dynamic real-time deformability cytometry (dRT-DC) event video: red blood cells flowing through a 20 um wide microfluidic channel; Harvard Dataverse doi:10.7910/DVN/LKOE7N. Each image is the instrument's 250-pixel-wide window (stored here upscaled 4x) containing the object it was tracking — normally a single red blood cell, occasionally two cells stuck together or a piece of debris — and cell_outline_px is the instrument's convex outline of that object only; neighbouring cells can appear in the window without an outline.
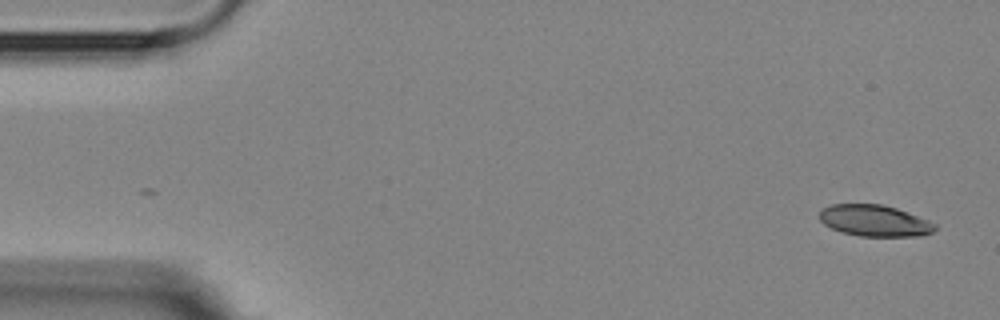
{"species": "Egyptian fruit bat (a non-hibernating species)", "species_latin": "Rousettus aegyptiacus", "temperature_condition": "room temperature", "stored_images_in_passage": 8, "camera_frame_rate_fps": 3000, "um_per_image_px": 0.085, "animal": {"sex": "female"}, "frame": {"image": 1, "passage_image": 1, "time_ms": 0.0, "image_size_px": [1000, 320], "cell_outline_px": [[936, 228], [932, 232], [920, 236], [860, 236], [840, 232], [824, 224], [820, 220], [820, 212], [824, 208], [832, 204], [880, 204], [896, 208], [928, 220], [936, 224]], "centroid_in_image_um": [74.34, 18.76], "position_along_channel_um": 10.7, "area_um2": 20.98}}
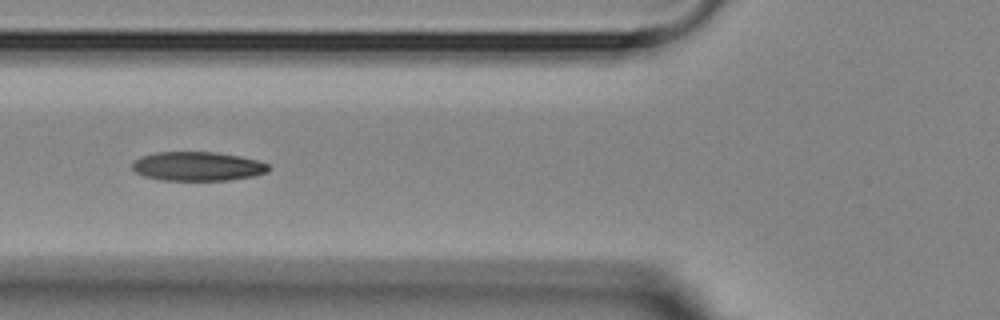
{"frame": {"image": 2, "passage_image": 6, "time_ms": 6.0, "image_size_px": [1000, 320], "cell_outline_px": [[272, 168], [268, 172], [252, 176], [228, 180], [160, 180], [144, 176], [136, 172], [132, 168], [132, 160], [140, 156], [156, 152], [216, 152], [240, 156], [256, 160], [268, 164]], "centroid_in_image_um": [16.77, 14.13], "position_along_channel_um": 109.0, "area_um2": 23.24}}
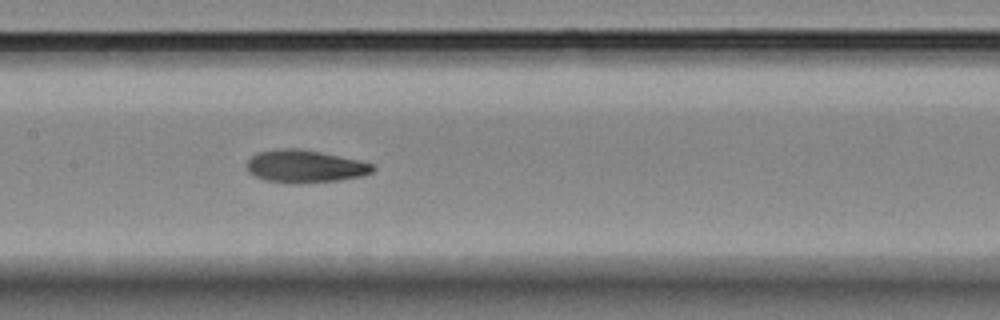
{"frame": {"image": 3, "passage_image": 8, "time_ms": 8.0, "image_size_px": [1000, 320], "cell_outline_px": [[376, 168], [372, 172], [360, 176], [336, 180], [264, 180], [248, 172], [248, 160], [252, 156], [260, 152], [280, 148], [296, 148], [320, 152], [360, 160], [372, 164]], "centroid_in_image_um": [25.95, 14.08], "position_along_channel_um": 181.5, "area_um2": 22.66}}